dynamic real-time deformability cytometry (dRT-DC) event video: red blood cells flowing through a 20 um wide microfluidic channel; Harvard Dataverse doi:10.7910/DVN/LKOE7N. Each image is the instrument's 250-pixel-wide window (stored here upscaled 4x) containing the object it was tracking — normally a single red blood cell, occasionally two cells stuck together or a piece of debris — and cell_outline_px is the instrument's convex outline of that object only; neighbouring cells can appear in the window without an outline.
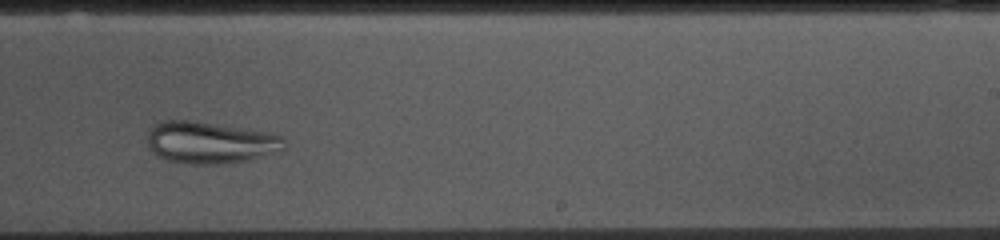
{"species": "common noctule bat (a hibernating species)", "species_latin": "Nyctalus noctula", "temperature_condition": "cold", "stored_images_in_passage": 36, "camera_frame_rate_fps": 3000, "um_per_image_px": 0.085, "animal": {"sex": "female", "body_mass_g": 10.0, "forearm_length_mm": 53.1}, "frame": {"image": 1, "passage_image": 26, "time_ms": 8.333, "image_size_px": [1000, 240], "cell_outline_px": [[284, 148], [248, 160], [228, 164], [184, 164], [168, 160], [156, 156], [148, 148], [148, 132], [152, 124], [164, 120], [188, 120], [272, 132], [284, 136]], "centroid_in_image_um": [17.82, 12.11], "position_along_channel_um": 271.2, "area_um2": 33.64}}